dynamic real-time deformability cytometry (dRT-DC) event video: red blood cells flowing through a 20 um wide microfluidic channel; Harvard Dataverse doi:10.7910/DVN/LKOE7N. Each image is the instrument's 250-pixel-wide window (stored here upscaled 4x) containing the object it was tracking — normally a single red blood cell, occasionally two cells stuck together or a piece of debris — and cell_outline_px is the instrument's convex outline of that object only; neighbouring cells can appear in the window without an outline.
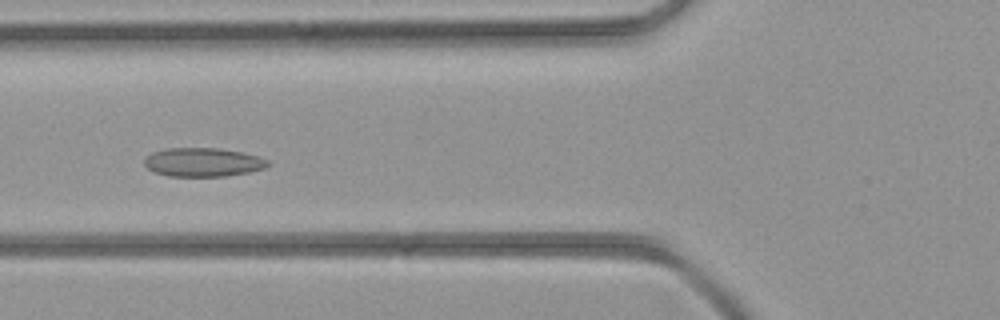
{"species": "common noctule bat (a hibernating species)", "species_latin": "Nyctalus noctula", "temperature_condition": "room temperature", "stored_images_in_passage": 34, "camera_frame_rate_fps": 3000, "um_per_image_px": 0.085, "animal": {"sex": "female", "body_mass_g": 21.9}, "frame": {"image": 1, "passage_image": 9, "time_ms": 2.667, "image_size_px": [1000, 320], "cell_outline_px": [[272, 164], [264, 168], [248, 172], [224, 176], [168, 176], [152, 172], [144, 164], [144, 160], [152, 152], [164, 148], [216, 148], [240, 152], [256, 156], [268, 160]], "centroid_in_image_um": [17.22, 13.79], "position_along_channel_um": 108.6, "area_um2": 20.63}}
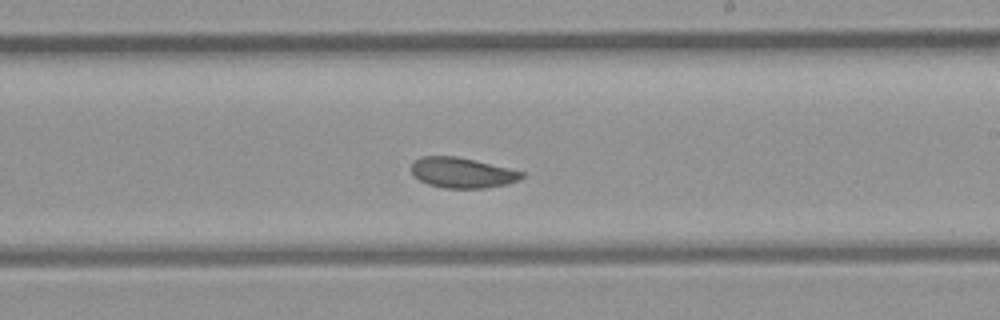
{"frame": {"image": 2, "passage_image": 18, "time_ms": 5.667, "image_size_px": [1000, 320], "cell_outline_px": [[524, 176], [508, 184], [484, 188], [444, 188], [428, 184], [420, 180], [412, 172], [412, 160], [420, 156], [456, 156], [508, 168], [524, 172]], "centroid_in_image_um": [39.25, 14.68], "position_along_channel_um": 249.7, "area_um2": 19.36}}
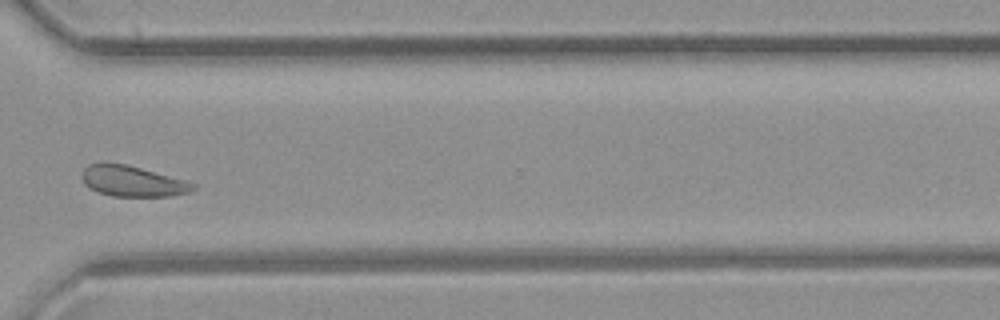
{"frame": {"image": 3, "passage_image": 25, "time_ms": 8.0, "image_size_px": [1000, 320], "cell_outline_px": [[196, 188], [192, 192], [172, 196], [112, 196], [96, 192], [88, 188], [84, 184], [84, 168], [88, 164], [124, 164], [140, 168], [184, 180], [196, 184]], "centroid_in_image_um": [11.3, 15.43], "position_along_channel_um": 359.3, "area_um2": 19.54}}